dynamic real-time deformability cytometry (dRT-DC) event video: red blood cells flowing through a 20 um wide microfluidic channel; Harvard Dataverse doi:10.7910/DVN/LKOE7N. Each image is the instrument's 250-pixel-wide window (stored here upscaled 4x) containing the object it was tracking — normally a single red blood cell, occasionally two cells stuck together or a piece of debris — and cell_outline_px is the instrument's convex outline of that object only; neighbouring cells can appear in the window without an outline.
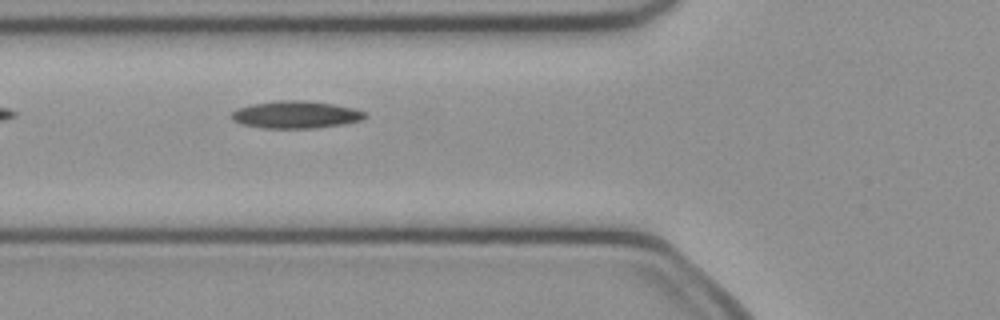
{"species": "common noctule bat (a hibernating species)", "species_latin": "Nyctalus noctula", "temperature_condition": "cold", "stored_images_in_passage": 12, "camera_frame_rate_fps": 3000, "um_per_image_px": 0.085, "animal": {"sex": "female", "body_mass_g": 21.9}, "frame": {"image": 1, "passage_image": 3, "time_ms": 0.667, "image_size_px": [1000, 320], "cell_outline_px": [[368, 116], [364, 120], [348, 124], [316, 128], [264, 128], [240, 124], [232, 120], [232, 112], [236, 108], [252, 104], [280, 100], [308, 100], [332, 104], [352, 108], [368, 112]], "centroid_in_image_um": [25.2, 9.75], "position_along_channel_um": 100.6, "area_um2": 21.62}}
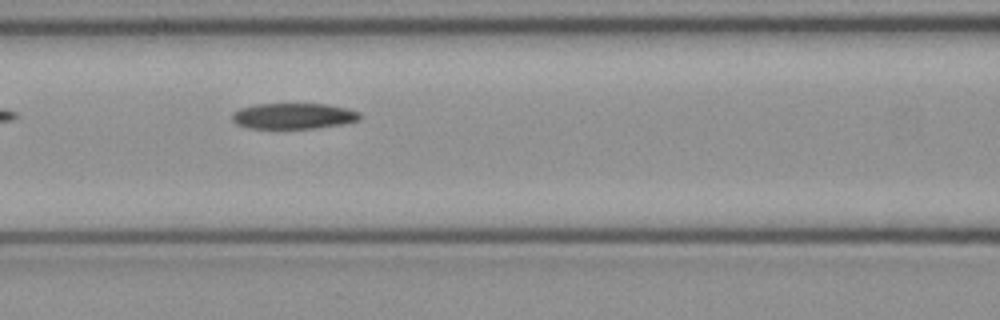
{"frame": {"image": 2, "passage_image": 6, "time_ms": 1.667, "image_size_px": [1000, 320], "cell_outline_px": [[360, 120], [340, 124], [312, 128], [248, 128], [236, 124], [232, 120], [232, 112], [240, 108], [256, 104], [328, 104], [360, 112]], "centroid_in_image_um": [24.9, 9.85], "position_along_channel_um": 141.7, "area_um2": 19.07}}
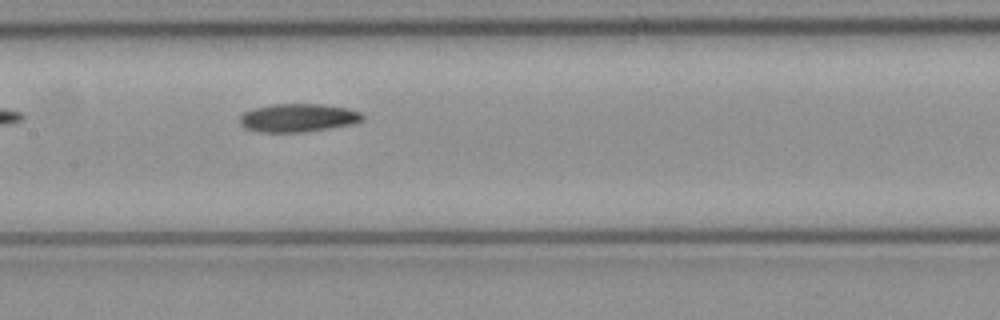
{"frame": {"image": 3, "passage_image": 9, "time_ms": 2.667, "image_size_px": [1000, 320], "cell_outline_px": [[364, 120], [356, 124], [304, 132], [260, 132], [244, 128], [240, 124], [240, 116], [244, 112], [252, 108], [272, 104], [320, 104], [348, 108], [360, 112], [364, 116]], "centroid_in_image_um": [25.35, 10.01], "position_along_channel_um": 182.0, "area_um2": 20.46}}